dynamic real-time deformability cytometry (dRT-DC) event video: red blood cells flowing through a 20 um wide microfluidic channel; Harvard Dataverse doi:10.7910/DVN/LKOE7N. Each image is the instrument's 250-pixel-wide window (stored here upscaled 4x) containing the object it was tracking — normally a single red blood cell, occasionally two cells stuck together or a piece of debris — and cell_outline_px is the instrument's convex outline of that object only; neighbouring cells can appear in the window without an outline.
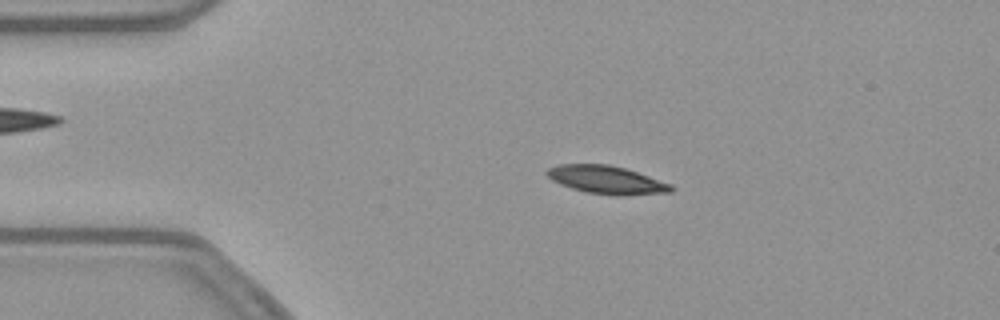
{"species": "common noctule bat (a hibernating species)", "species_latin": "Nyctalus noctula", "temperature_condition": "warm", "stored_images_in_passage": 52, "camera_frame_rate_fps": 3000, "um_per_image_px": 0.085, "animal": {"sex": "female", "body_mass_g": 21.9}, "frame": {"image": 1, "passage_image": 10, "time_ms": 3.0, "image_size_px": [1000, 320], "cell_outline_px": [[676, 188], [672, 192], [620, 196], [616, 196], [584, 192], [560, 184], [552, 180], [544, 172], [548, 168], [560, 164], [608, 164], [624, 168], [672, 184]], "centroid_in_image_um": [51.57, 15.3], "position_along_channel_um": 33.4, "area_um2": 20.4}}
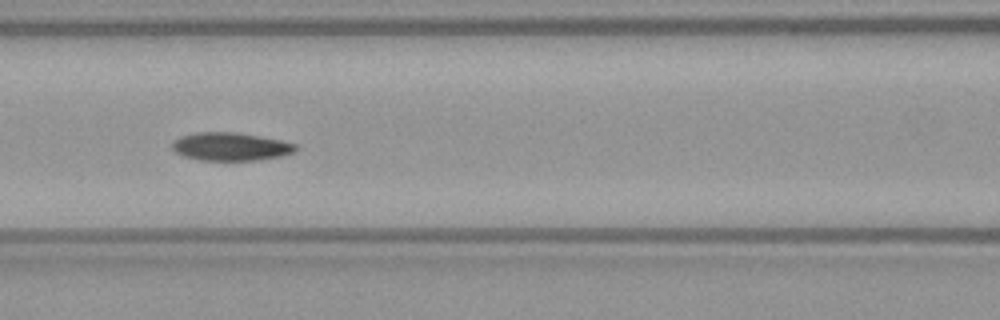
{"frame": {"image": 2, "passage_image": 22, "time_ms": 7.0, "image_size_px": [1000, 320], "cell_outline_px": [[300, 148], [296, 152], [280, 156], [260, 160], [200, 160], [184, 156], [176, 152], [172, 148], [172, 144], [180, 136], [196, 132], [236, 132], [280, 140], [296, 144]], "centroid_in_image_um": [19.64, 12.46], "position_along_channel_um": 147.0, "area_um2": 20.23}}
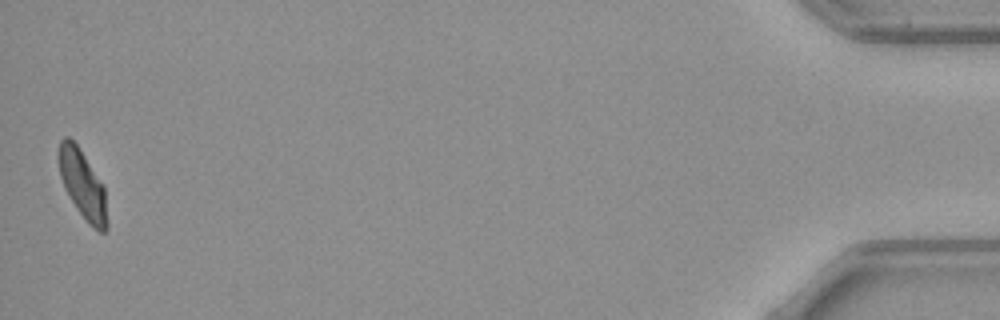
{"frame": {"image": 3, "passage_image": 52, "time_ms": 17.0, "image_size_px": [1000, 320], "cell_outline_px": [[108, 228], [104, 232], [100, 232], [92, 228], [88, 224], [76, 208], [64, 188], [60, 176], [60, 140], [64, 136], [68, 136], [76, 144], [84, 156], [104, 188], [108, 224]], "centroid_in_image_um": [7.04, 15.76], "position_along_channel_um": 428.2, "area_um2": 18.84}, "authors_computed_cell_mechanics": {"area_um2": 20.3167, "velocity_mm_per_s": 3.8306, "shape_relaxation_time_tau1_ms": 7.9161, "shape_relaxation_time_tau2_ms": 8.6569, "deformation_change_tau1": 0.1865, "deformation_change_tau2": 0.1155}}